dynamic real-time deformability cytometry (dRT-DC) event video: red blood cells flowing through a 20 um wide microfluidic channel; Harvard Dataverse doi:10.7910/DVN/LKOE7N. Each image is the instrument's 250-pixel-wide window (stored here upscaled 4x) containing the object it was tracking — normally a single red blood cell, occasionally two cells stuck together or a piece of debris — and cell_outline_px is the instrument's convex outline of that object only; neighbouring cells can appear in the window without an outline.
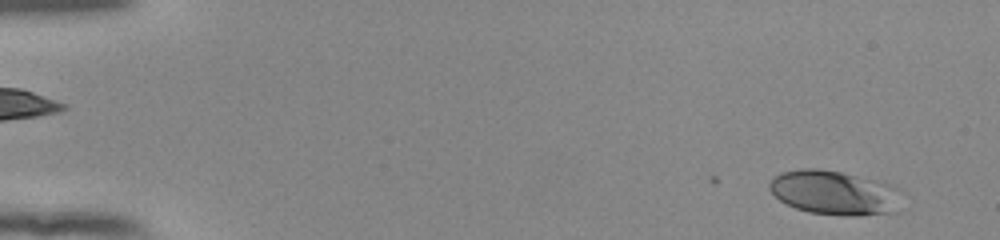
{"species": "human", "species_latin": "Homo sapiens", "temperature_condition": "room temperature", "stored_images_in_passage": 53, "camera_frame_rate_fps": 3000, "um_per_image_px": 0.085, "donor": {"sex": "female"}, "frame": {"image": 1, "passage_image": 3, "time_ms": 0.667, "image_size_px": [1000, 240], "cell_outline_px": [[900, 212], [860, 216], [852, 216], [808, 212], [796, 208], [780, 200], [768, 188], [768, 184], [772, 176], [780, 172], [800, 168], [816, 168], [840, 172], [888, 184], [896, 188]], "centroid_in_image_um": [70.87, 16.39], "position_along_channel_um": 14.1, "area_um2": 33.99}}
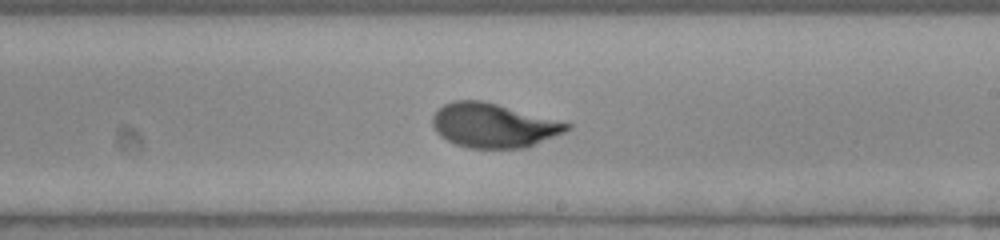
{"frame": {"image": 2, "passage_image": 32, "time_ms": 10.333, "image_size_px": [1000, 240], "cell_outline_px": [[572, 128], [564, 132], [528, 148], [468, 148], [456, 144], [440, 136], [436, 132], [432, 124], [432, 116], [444, 104], [452, 100], [480, 100], [496, 104], [572, 124]], "centroid_in_image_um": [41.93, 10.67], "position_along_channel_um": 247.1, "area_um2": 34.45}}
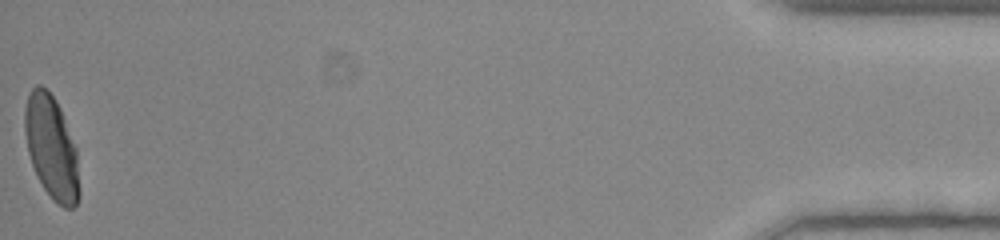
{"frame": {"image": 3, "passage_image": 53, "time_ms": 17.333, "image_size_px": [1000, 240], "cell_outline_px": [[80, 196], [76, 204], [72, 208], [64, 208], [56, 204], [52, 200], [44, 188], [32, 164], [28, 152], [24, 132], [24, 108], [28, 92], [36, 84], [40, 84], [56, 100], [60, 108], [76, 148], [80, 192]], "centroid_in_image_um": [4.37, 12.54], "position_along_channel_um": 430.8, "area_um2": 32.89}, "authors_computed_cell_mechanics": {"area_um2": 33.9864, "velocity_mm_per_s": 3.9053, "shape_relaxation_time_tau1_ms": 4.5535, "shape_relaxation_time_tau2_ms": null, "deformation_change_tau1": 0.1981, "deformation_change_tau2": null}}